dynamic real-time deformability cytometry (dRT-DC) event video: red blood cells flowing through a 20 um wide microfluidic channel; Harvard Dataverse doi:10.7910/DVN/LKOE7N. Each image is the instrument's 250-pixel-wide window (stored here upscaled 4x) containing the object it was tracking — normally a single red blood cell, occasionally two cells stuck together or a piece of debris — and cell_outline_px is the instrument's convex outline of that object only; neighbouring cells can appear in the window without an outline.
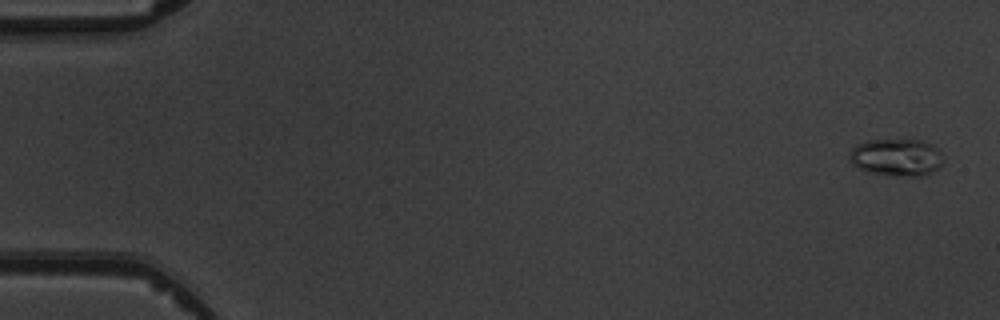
{"species": "common noctule bat (a hibernating species)", "species_latin": "Nyctalus noctula", "temperature_condition": "warm", "stored_images_in_passage": 6, "camera_frame_rate_fps": 3000, "um_per_image_px": 0.085, "animal": {"sex": "male", "body_mass_g": 19.5, "forearm_length_mm": 54.6}, "frame": {"image": 1, "passage_image": 1, "time_ms": 0.0, "image_size_px": [1000, 320], "cell_outline_px": [[940, 164], [928, 176], [912, 176], [872, 172], [856, 168], [852, 164], [848, 156], [852, 148], [856, 144], [868, 140], [920, 140], [932, 144], [936, 148], [940, 156]], "centroid_in_image_um": [76.15, 13.36], "position_along_channel_um": 8.9, "area_um2": 20.0}}